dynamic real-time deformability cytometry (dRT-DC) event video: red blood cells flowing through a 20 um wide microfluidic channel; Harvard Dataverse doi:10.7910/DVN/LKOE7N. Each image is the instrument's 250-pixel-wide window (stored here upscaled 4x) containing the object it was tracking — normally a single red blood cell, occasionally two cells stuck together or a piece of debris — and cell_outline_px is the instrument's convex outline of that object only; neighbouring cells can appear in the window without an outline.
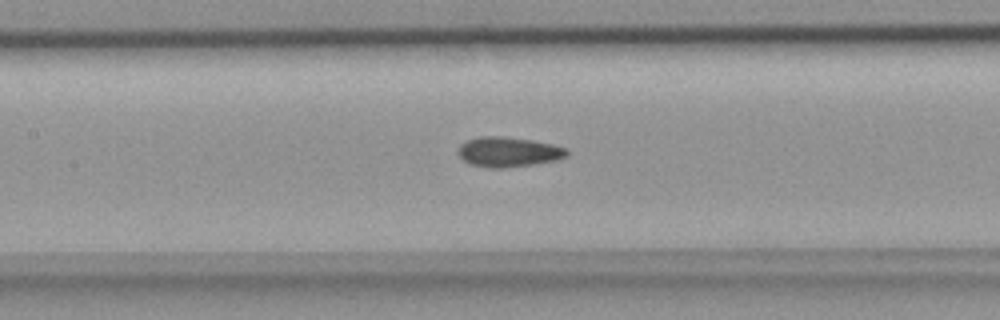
{"species": "common noctule bat (a hibernating species)", "species_latin": "Nyctalus noctula", "temperature_condition": "room temperature", "stored_images_in_passage": 29, "camera_frame_rate_fps": 3000, "um_per_image_px": 0.085, "animal": {"sex": "female", "body_mass_g": 18.4}, "frame": {"image": 1, "passage_image": 10, "time_ms": 3.0, "image_size_px": [1000, 320], "cell_outline_px": [[568, 156], [556, 160], [532, 164], [504, 168], [488, 168], [472, 164], [464, 160], [460, 156], [460, 144], [468, 140], [480, 136], [504, 136], [532, 140], [552, 144], [568, 148]], "centroid_in_image_um": [43.26, 12.91], "position_along_channel_um": 164.1, "area_um2": 18.84}}
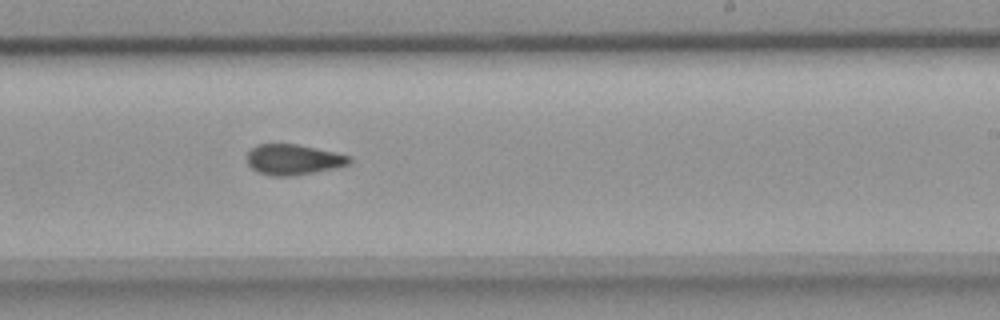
{"frame": {"image": 2, "passage_image": 17, "time_ms": 5.333, "image_size_px": [1000, 320], "cell_outline_px": [[352, 164], [336, 168], [292, 176], [272, 176], [256, 172], [248, 164], [248, 152], [252, 148], [260, 144], [296, 144], [336, 152], [352, 156]], "centroid_in_image_um": [24.99, 13.57], "position_along_channel_um": 264.0, "area_um2": 18.32}}
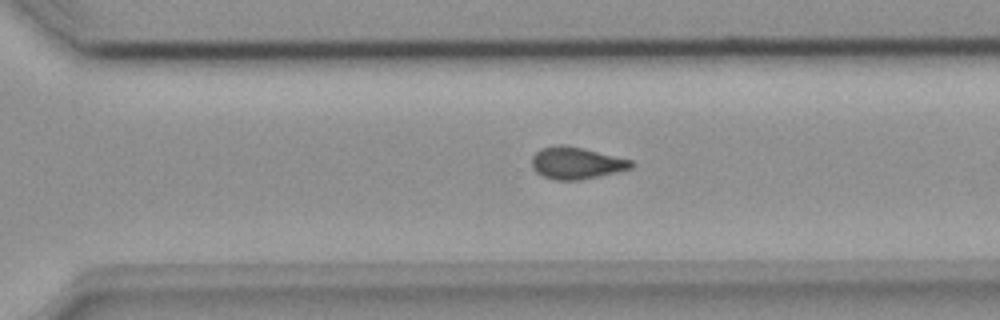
{"frame": {"image": 3, "passage_image": 21, "time_ms": 6.667, "image_size_px": [1000, 320], "cell_outline_px": [[636, 164], [632, 168], [616, 172], [580, 180], [556, 180], [544, 176], [536, 172], [532, 168], [532, 156], [540, 148], [556, 144], [564, 144], [632, 160]], "centroid_in_image_um": [48.97, 13.85], "position_along_channel_um": 321.6, "area_um2": 18.5}}